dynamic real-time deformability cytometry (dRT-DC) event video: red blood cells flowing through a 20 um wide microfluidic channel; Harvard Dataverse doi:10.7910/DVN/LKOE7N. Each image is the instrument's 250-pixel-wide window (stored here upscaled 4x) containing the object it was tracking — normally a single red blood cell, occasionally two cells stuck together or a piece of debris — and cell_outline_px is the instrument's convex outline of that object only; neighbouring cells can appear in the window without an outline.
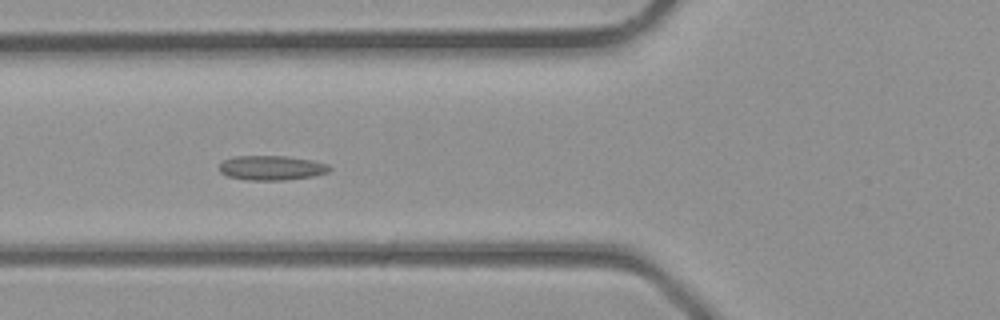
{"species": "common noctule bat (a hibernating species)", "species_latin": "Nyctalus noctula", "temperature_condition": "room temperature", "stored_images_in_passage": 30, "camera_frame_rate_fps": 3000, "um_per_image_px": 0.085, "animal": {"sex": "male", "body_mass_g": 23.1, "forearm_length_mm": 52.7}, "frame": {"image": 1, "passage_image": 6, "time_ms": 1.667, "image_size_px": [1000, 320], "cell_outline_px": [[332, 168], [328, 172], [312, 176], [284, 180], [248, 180], [228, 176], [220, 172], [220, 164], [224, 160], [232, 156], [284, 156], [312, 160], [328, 164]], "centroid_in_image_um": [23.08, 14.26], "position_along_channel_um": 102.7, "area_um2": 15.72}}
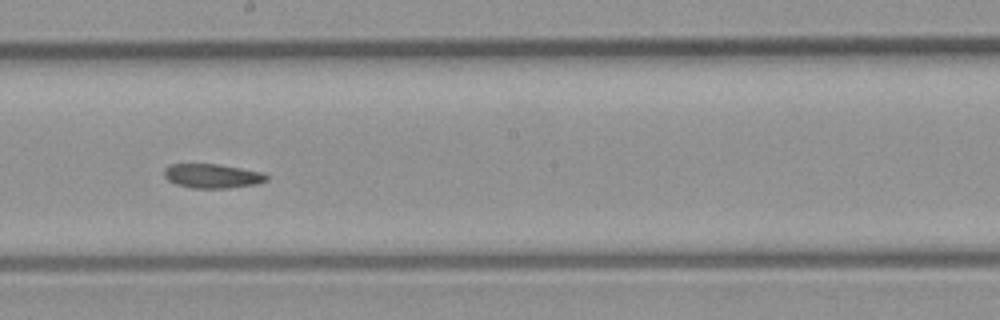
{"frame": {"image": 2, "passage_image": 13, "time_ms": 4.0, "image_size_px": [1000, 320], "cell_outline_px": [[268, 180], [256, 184], [228, 188], [192, 188], [176, 184], [168, 180], [164, 176], [164, 168], [168, 164], [216, 164], [264, 172], [268, 176]], "centroid_in_image_um": [18.04, 14.95], "position_along_channel_um": 230.2, "area_um2": 14.51}}
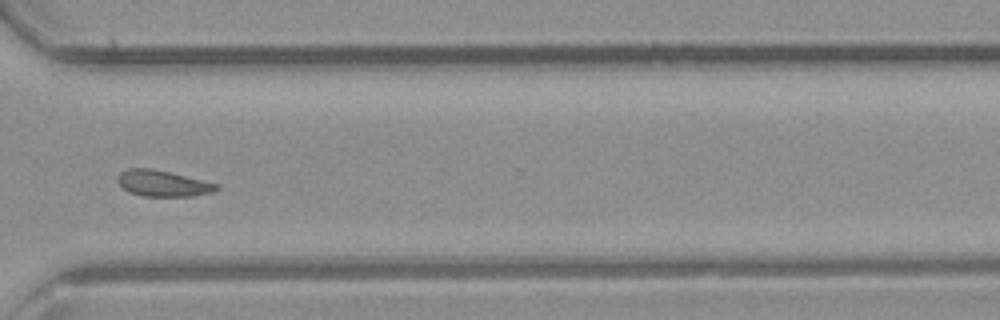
{"frame": {"image": 3, "passage_image": 20, "time_ms": 6.333, "image_size_px": [1000, 320], "cell_outline_px": [[220, 188], [212, 192], [192, 196], [144, 196], [128, 192], [116, 180], [120, 172], [128, 168], [152, 168], [220, 184]], "centroid_in_image_um": [13.84, 15.58], "position_along_channel_um": 356.8, "area_um2": 15.03}}